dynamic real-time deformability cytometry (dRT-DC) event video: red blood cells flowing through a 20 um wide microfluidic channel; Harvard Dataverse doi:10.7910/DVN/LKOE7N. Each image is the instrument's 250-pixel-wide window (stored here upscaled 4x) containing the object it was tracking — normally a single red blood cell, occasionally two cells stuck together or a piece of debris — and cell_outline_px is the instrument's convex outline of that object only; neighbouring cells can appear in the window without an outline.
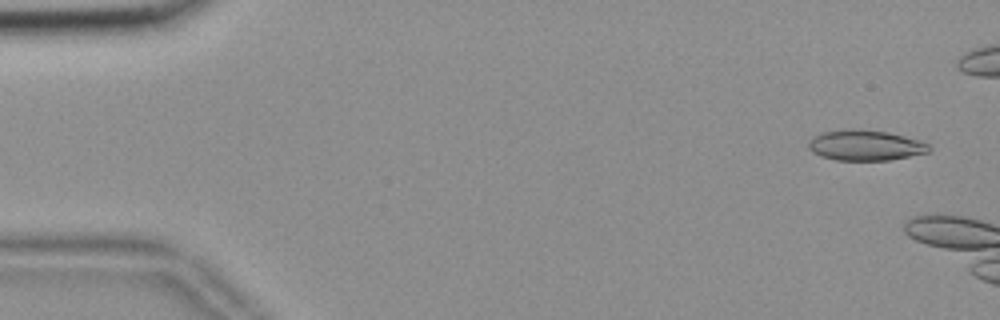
{"species": "common noctule bat (a hibernating species)", "species_latin": "Nyctalus noctula", "temperature_condition": "room temperature", "stored_images_in_passage": 9, "camera_frame_rate_fps": 3000, "um_per_image_px": 0.085, "animal": {"sex": "female", "body_mass_g": 18.4}, "frame": {"image": 1, "passage_image": 3, "time_ms": 0.667, "image_size_px": [1000, 320], "cell_outline_px": [[932, 148], [928, 152], [888, 160], [836, 160], [820, 156], [812, 152], [808, 148], [808, 144], [816, 136], [824, 132], [888, 132], [916, 140], [928, 144]], "centroid_in_image_um": [73.57, 12.41], "position_along_channel_um": 11.4, "area_um2": 20.11}}